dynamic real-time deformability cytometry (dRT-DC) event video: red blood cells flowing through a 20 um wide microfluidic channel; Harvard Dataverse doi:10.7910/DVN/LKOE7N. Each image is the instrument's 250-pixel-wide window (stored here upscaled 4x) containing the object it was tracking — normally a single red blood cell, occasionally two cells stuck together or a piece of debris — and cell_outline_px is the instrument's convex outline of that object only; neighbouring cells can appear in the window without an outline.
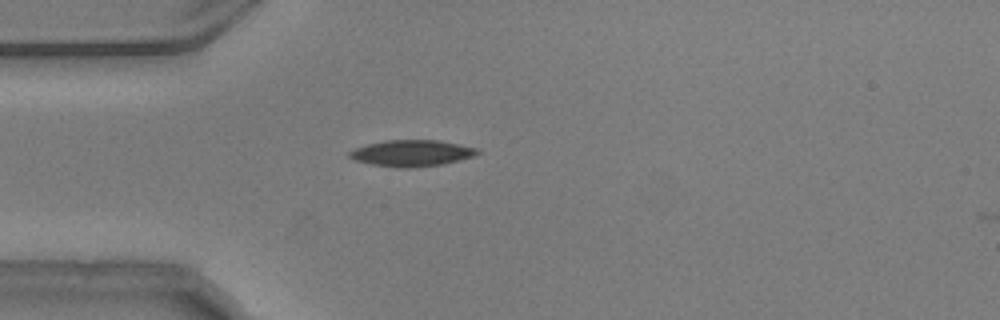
{"species": "common noctule bat (a hibernating species)", "species_latin": "Nyctalus noctula", "temperature_condition": "warm", "stored_images_in_passage": 3, "camera_frame_rate_fps": 3000, "um_per_image_px": 0.085, "animal": {"sex": "male", "body_mass_g": 20.5, "forearm_length_mm": 52.5}, "frame": {"image": 1, "passage_image": 1, "time_ms": 0.0, "image_size_px": [1000, 320], "cell_outline_px": [[480, 152], [476, 156], [444, 164], [412, 168], [396, 168], [372, 164], [356, 160], [348, 156], [348, 152], [356, 148], [368, 144], [384, 140], [440, 140], [480, 148]], "centroid_in_image_um": [35.06, 13.02], "position_along_channel_um": 49.9, "area_um2": 19.88}}